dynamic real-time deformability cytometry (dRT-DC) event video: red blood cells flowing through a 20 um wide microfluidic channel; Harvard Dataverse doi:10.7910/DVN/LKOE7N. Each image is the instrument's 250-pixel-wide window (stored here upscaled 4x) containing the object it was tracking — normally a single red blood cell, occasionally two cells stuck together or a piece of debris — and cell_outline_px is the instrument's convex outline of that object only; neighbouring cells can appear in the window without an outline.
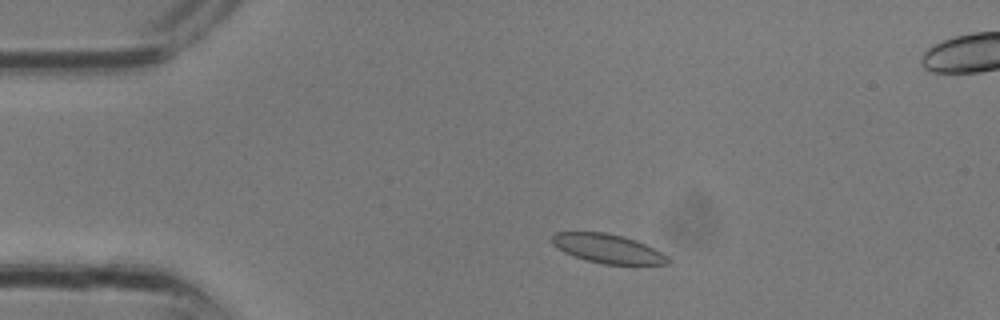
{"species": "common noctule bat (a hibernating species)", "species_latin": "Nyctalus noctula", "temperature_condition": "room temperature", "stored_images_in_passage": 9, "camera_frame_rate_fps": 3000, "um_per_image_px": 0.085, "animal": {"sex": "male", "body_mass_g": 13.3}, "frame": {"image": 1, "passage_image": 4, "time_ms": 1.0, "image_size_px": [1000, 320], "cell_outline_px": [[672, 260], [668, 264], [604, 264], [584, 260], [564, 252], [552, 244], [552, 236], [556, 232], [604, 232], [624, 236], [636, 240], [668, 256]], "centroid_in_image_um": [51.65, 21.13], "position_along_channel_um": 33.4, "area_um2": 19.54}}
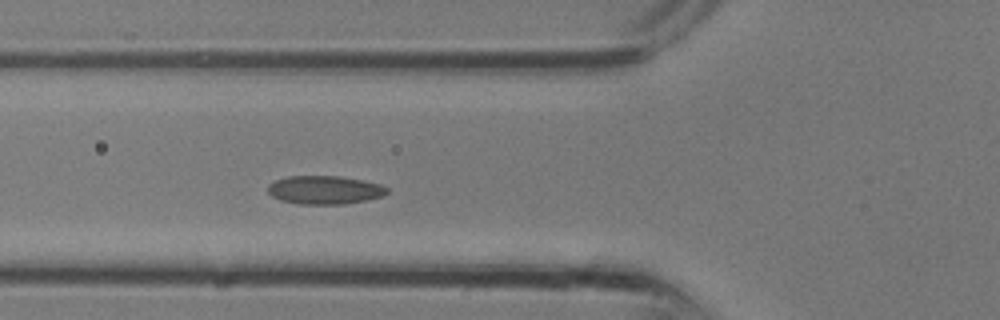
{"frame": {"image": 2, "passage_image": 9, "time_ms": 2.667, "image_size_px": [1000, 320], "cell_outline_px": [[388, 192], [380, 196], [364, 200], [344, 204], [296, 204], [280, 200], [272, 196], [268, 192], [268, 184], [276, 180], [288, 176], [340, 176], [380, 184], [388, 188]], "centroid_in_image_um": [27.55, 16.14], "position_along_channel_um": 98.3, "area_um2": 19.59}}